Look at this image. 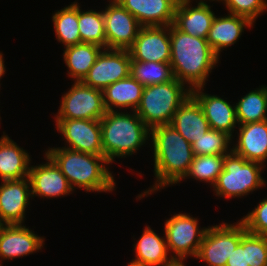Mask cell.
Here are the masks:
<instances>
[{"instance_id": "1", "label": "cell", "mask_w": 267, "mask_h": 266, "mask_svg": "<svg viewBox=\"0 0 267 266\" xmlns=\"http://www.w3.org/2000/svg\"><path fill=\"white\" fill-rule=\"evenodd\" d=\"M150 140L156 181L137 196L139 200L183 181L194 158L191 144L171 124L151 129Z\"/></svg>"}, {"instance_id": "2", "label": "cell", "mask_w": 267, "mask_h": 266, "mask_svg": "<svg viewBox=\"0 0 267 266\" xmlns=\"http://www.w3.org/2000/svg\"><path fill=\"white\" fill-rule=\"evenodd\" d=\"M171 60L174 78L190 90L205 86L220 60L206 38L191 36L170 25Z\"/></svg>"}, {"instance_id": "3", "label": "cell", "mask_w": 267, "mask_h": 266, "mask_svg": "<svg viewBox=\"0 0 267 266\" xmlns=\"http://www.w3.org/2000/svg\"><path fill=\"white\" fill-rule=\"evenodd\" d=\"M45 154L60 168L74 192L78 188L86 193H110L115 190V177L109 170L110 163L103 155L64 147H49Z\"/></svg>"}, {"instance_id": "4", "label": "cell", "mask_w": 267, "mask_h": 266, "mask_svg": "<svg viewBox=\"0 0 267 266\" xmlns=\"http://www.w3.org/2000/svg\"><path fill=\"white\" fill-rule=\"evenodd\" d=\"M100 123L103 156L110 164L115 158L137 154L146 142L149 144L150 129L135 111H107Z\"/></svg>"}, {"instance_id": "5", "label": "cell", "mask_w": 267, "mask_h": 266, "mask_svg": "<svg viewBox=\"0 0 267 266\" xmlns=\"http://www.w3.org/2000/svg\"><path fill=\"white\" fill-rule=\"evenodd\" d=\"M190 95L191 90L175 78L166 83L150 85L144 87L135 112L151 130L170 124L177 109Z\"/></svg>"}, {"instance_id": "6", "label": "cell", "mask_w": 267, "mask_h": 266, "mask_svg": "<svg viewBox=\"0 0 267 266\" xmlns=\"http://www.w3.org/2000/svg\"><path fill=\"white\" fill-rule=\"evenodd\" d=\"M264 168V165L247 161L231 151L225 155L223 171L212 187L214 195L224 199H239L265 187L267 180L261 175Z\"/></svg>"}, {"instance_id": "7", "label": "cell", "mask_w": 267, "mask_h": 266, "mask_svg": "<svg viewBox=\"0 0 267 266\" xmlns=\"http://www.w3.org/2000/svg\"><path fill=\"white\" fill-rule=\"evenodd\" d=\"M198 222V218L190 213L181 212L175 213L164 222L167 248L173 260L186 261L189 256L196 258L208 228L200 227Z\"/></svg>"}, {"instance_id": "8", "label": "cell", "mask_w": 267, "mask_h": 266, "mask_svg": "<svg viewBox=\"0 0 267 266\" xmlns=\"http://www.w3.org/2000/svg\"><path fill=\"white\" fill-rule=\"evenodd\" d=\"M55 119L100 120L107 112L103 91L89 87L82 81H74L61 99Z\"/></svg>"}, {"instance_id": "9", "label": "cell", "mask_w": 267, "mask_h": 266, "mask_svg": "<svg viewBox=\"0 0 267 266\" xmlns=\"http://www.w3.org/2000/svg\"><path fill=\"white\" fill-rule=\"evenodd\" d=\"M242 238V222L222 223L208 226L195 259L206 263L205 266H226L228 257Z\"/></svg>"}, {"instance_id": "10", "label": "cell", "mask_w": 267, "mask_h": 266, "mask_svg": "<svg viewBox=\"0 0 267 266\" xmlns=\"http://www.w3.org/2000/svg\"><path fill=\"white\" fill-rule=\"evenodd\" d=\"M55 123L67 145L64 148L103 155L100 120L55 119Z\"/></svg>"}, {"instance_id": "11", "label": "cell", "mask_w": 267, "mask_h": 266, "mask_svg": "<svg viewBox=\"0 0 267 266\" xmlns=\"http://www.w3.org/2000/svg\"><path fill=\"white\" fill-rule=\"evenodd\" d=\"M103 10L107 49L128 50L141 28L137 19L116 0H109Z\"/></svg>"}, {"instance_id": "12", "label": "cell", "mask_w": 267, "mask_h": 266, "mask_svg": "<svg viewBox=\"0 0 267 266\" xmlns=\"http://www.w3.org/2000/svg\"><path fill=\"white\" fill-rule=\"evenodd\" d=\"M131 56L126 49H103L82 82L104 90L107 86L130 75Z\"/></svg>"}, {"instance_id": "13", "label": "cell", "mask_w": 267, "mask_h": 266, "mask_svg": "<svg viewBox=\"0 0 267 266\" xmlns=\"http://www.w3.org/2000/svg\"><path fill=\"white\" fill-rule=\"evenodd\" d=\"M128 50L132 60L170 62V26H141Z\"/></svg>"}, {"instance_id": "14", "label": "cell", "mask_w": 267, "mask_h": 266, "mask_svg": "<svg viewBox=\"0 0 267 266\" xmlns=\"http://www.w3.org/2000/svg\"><path fill=\"white\" fill-rule=\"evenodd\" d=\"M46 163L30 165L29 180L31 184V199L36 196L39 198H58L67 196L74 192L67 178L62 174L60 168L45 153Z\"/></svg>"}, {"instance_id": "15", "label": "cell", "mask_w": 267, "mask_h": 266, "mask_svg": "<svg viewBox=\"0 0 267 266\" xmlns=\"http://www.w3.org/2000/svg\"><path fill=\"white\" fill-rule=\"evenodd\" d=\"M0 184V220L4 225L23 224L32 198L29 177Z\"/></svg>"}, {"instance_id": "16", "label": "cell", "mask_w": 267, "mask_h": 266, "mask_svg": "<svg viewBox=\"0 0 267 266\" xmlns=\"http://www.w3.org/2000/svg\"><path fill=\"white\" fill-rule=\"evenodd\" d=\"M45 238L25 224L3 225L0 230V266L3 260H13L39 252Z\"/></svg>"}, {"instance_id": "17", "label": "cell", "mask_w": 267, "mask_h": 266, "mask_svg": "<svg viewBox=\"0 0 267 266\" xmlns=\"http://www.w3.org/2000/svg\"><path fill=\"white\" fill-rule=\"evenodd\" d=\"M206 86L197 87L191 90V96L201 106L204 116L208 120L210 129L226 132L232 137L237 131L238 120L236 116L235 105L224 100L218 95H211L203 92Z\"/></svg>"}, {"instance_id": "18", "label": "cell", "mask_w": 267, "mask_h": 266, "mask_svg": "<svg viewBox=\"0 0 267 266\" xmlns=\"http://www.w3.org/2000/svg\"><path fill=\"white\" fill-rule=\"evenodd\" d=\"M237 140L232 151L247 161L265 165L267 162V120L238 125ZM235 143V144H234Z\"/></svg>"}, {"instance_id": "19", "label": "cell", "mask_w": 267, "mask_h": 266, "mask_svg": "<svg viewBox=\"0 0 267 266\" xmlns=\"http://www.w3.org/2000/svg\"><path fill=\"white\" fill-rule=\"evenodd\" d=\"M141 26H170L174 22L175 0H116Z\"/></svg>"}, {"instance_id": "20", "label": "cell", "mask_w": 267, "mask_h": 266, "mask_svg": "<svg viewBox=\"0 0 267 266\" xmlns=\"http://www.w3.org/2000/svg\"><path fill=\"white\" fill-rule=\"evenodd\" d=\"M248 18L228 13L225 16H215L206 40L213 52L219 57L224 48H229L241 38L246 28H252Z\"/></svg>"}, {"instance_id": "21", "label": "cell", "mask_w": 267, "mask_h": 266, "mask_svg": "<svg viewBox=\"0 0 267 266\" xmlns=\"http://www.w3.org/2000/svg\"><path fill=\"white\" fill-rule=\"evenodd\" d=\"M215 13L209 4L180 2L175 8L173 25L183 33L200 38H207L215 18Z\"/></svg>"}, {"instance_id": "22", "label": "cell", "mask_w": 267, "mask_h": 266, "mask_svg": "<svg viewBox=\"0 0 267 266\" xmlns=\"http://www.w3.org/2000/svg\"><path fill=\"white\" fill-rule=\"evenodd\" d=\"M31 158L27 150L20 147L5 132L0 137V178L20 180L29 177Z\"/></svg>"}, {"instance_id": "23", "label": "cell", "mask_w": 267, "mask_h": 266, "mask_svg": "<svg viewBox=\"0 0 267 266\" xmlns=\"http://www.w3.org/2000/svg\"><path fill=\"white\" fill-rule=\"evenodd\" d=\"M170 124L190 144L200 139L210 129L201 106L191 95L177 109Z\"/></svg>"}, {"instance_id": "24", "label": "cell", "mask_w": 267, "mask_h": 266, "mask_svg": "<svg viewBox=\"0 0 267 266\" xmlns=\"http://www.w3.org/2000/svg\"><path fill=\"white\" fill-rule=\"evenodd\" d=\"M141 237L133 244L136 253L131 261L144 266H167L173 261L169 255L165 232L158 235L150 226L144 227Z\"/></svg>"}, {"instance_id": "25", "label": "cell", "mask_w": 267, "mask_h": 266, "mask_svg": "<svg viewBox=\"0 0 267 266\" xmlns=\"http://www.w3.org/2000/svg\"><path fill=\"white\" fill-rule=\"evenodd\" d=\"M143 89L144 86L131 75L112 83L102 90L106 110L125 111L130 108L131 112L135 111L140 104Z\"/></svg>"}, {"instance_id": "26", "label": "cell", "mask_w": 267, "mask_h": 266, "mask_svg": "<svg viewBox=\"0 0 267 266\" xmlns=\"http://www.w3.org/2000/svg\"><path fill=\"white\" fill-rule=\"evenodd\" d=\"M102 50L98 45L83 42L64 48L63 60L68 77L73 81H82Z\"/></svg>"}, {"instance_id": "27", "label": "cell", "mask_w": 267, "mask_h": 266, "mask_svg": "<svg viewBox=\"0 0 267 266\" xmlns=\"http://www.w3.org/2000/svg\"><path fill=\"white\" fill-rule=\"evenodd\" d=\"M239 125L267 120V86L249 91L235 103Z\"/></svg>"}, {"instance_id": "28", "label": "cell", "mask_w": 267, "mask_h": 266, "mask_svg": "<svg viewBox=\"0 0 267 266\" xmlns=\"http://www.w3.org/2000/svg\"><path fill=\"white\" fill-rule=\"evenodd\" d=\"M52 22L57 41L64 45V48L81 43L78 26V2L56 10L52 15Z\"/></svg>"}, {"instance_id": "29", "label": "cell", "mask_w": 267, "mask_h": 266, "mask_svg": "<svg viewBox=\"0 0 267 266\" xmlns=\"http://www.w3.org/2000/svg\"><path fill=\"white\" fill-rule=\"evenodd\" d=\"M130 75L144 87L174 79L170 62H144L131 59Z\"/></svg>"}, {"instance_id": "30", "label": "cell", "mask_w": 267, "mask_h": 266, "mask_svg": "<svg viewBox=\"0 0 267 266\" xmlns=\"http://www.w3.org/2000/svg\"><path fill=\"white\" fill-rule=\"evenodd\" d=\"M78 3V26L81 42L95 44L106 49L103 9L83 11Z\"/></svg>"}, {"instance_id": "31", "label": "cell", "mask_w": 267, "mask_h": 266, "mask_svg": "<svg viewBox=\"0 0 267 266\" xmlns=\"http://www.w3.org/2000/svg\"><path fill=\"white\" fill-rule=\"evenodd\" d=\"M224 155H201L194 156L185 179H194L199 182L209 183L214 186L218 176L223 171Z\"/></svg>"}, {"instance_id": "32", "label": "cell", "mask_w": 267, "mask_h": 266, "mask_svg": "<svg viewBox=\"0 0 267 266\" xmlns=\"http://www.w3.org/2000/svg\"><path fill=\"white\" fill-rule=\"evenodd\" d=\"M232 137L226 132L209 129L191 144L194 156L227 155L232 151Z\"/></svg>"}, {"instance_id": "33", "label": "cell", "mask_w": 267, "mask_h": 266, "mask_svg": "<svg viewBox=\"0 0 267 266\" xmlns=\"http://www.w3.org/2000/svg\"><path fill=\"white\" fill-rule=\"evenodd\" d=\"M240 244L246 249L247 264H249V266H266V236L248 232L242 223V238Z\"/></svg>"}, {"instance_id": "34", "label": "cell", "mask_w": 267, "mask_h": 266, "mask_svg": "<svg viewBox=\"0 0 267 266\" xmlns=\"http://www.w3.org/2000/svg\"><path fill=\"white\" fill-rule=\"evenodd\" d=\"M228 13L248 18L255 23L262 13L267 11L266 0H224Z\"/></svg>"}, {"instance_id": "35", "label": "cell", "mask_w": 267, "mask_h": 266, "mask_svg": "<svg viewBox=\"0 0 267 266\" xmlns=\"http://www.w3.org/2000/svg\"><path fill=\"white\" fill-rule=\"evenodd\" d=\"M240 221L248 232L267 237V198L260 200Z\"/></svg>"}, {"instance_id": "36", "label": "cell", "mask_w": 267, "mask_h": 266, "mask_svg": "<svg viewBox=\"0 0 267 266\" xmlns=\"http://www.w3.org/2000/svg\"><path fill=\"white\" fill-rule=\"evenodd\" d=\"M226 266H249L247 264L246 249L240 243L228 257Z\"/></svg>"}, {"instance_id": "37", "label": "cell", "mask_w": 267, "mask_h": 266, "mask_svg": "<svg viewBox=\"0 0 267 266\" xmlns=\"http://www.w3.org/2000/svg\"><path fill=\"white\" fill-rule=\"evenodd\" d=\"M3 57H4L3 53L0 51V80L3 78L2 76H4L5 71H6V67H5V64H4L5 61H4ZM0 86H1V84H0Z\"/></svg>"}, {"instance_id": "38", "label": "cell", "mask_w": 267, "mask_h": 266, "mask_svg": "<svg viewBox=\"0 0 267 266\" xmlns=\"http://www.w3.org/2000/svg\"><path fill=\"white\" fill-rule=\"evenodd\" d=\"M193 1H194V0H184V2H187V3H191V2L193 3ZM197 1H198V2H197ZM209 1H210V2H211V1H215V2L217 1V2H219V3H220V2L223 3L224 0H209ZM196 3H197V4H207V0H206V1H205V0H196Z\"/></svg>"}, {"instance_id": "39", "label": "cell", "mask_w": 267, "mask_h": 266, "mask_svg": "<svg viewBox=\"0 0 267 266\" xmlns=\"http://www.w3.org/2000/svg\"><path fill=\"white\" fill-rule=\"evenodd\" d=\"M185 260H173L171 263H169L167 266H186L184 264Z\"/></svg>"}, {"instance_id": "40", "label": "cell", "mask_w": 267, "mask_h": 266, "mask_svg": "<svg viewBox=\"0 0 267 266\" xmlns=\"http://www.w3.org/2000/svg\"><path fill=\"white\" fill-rule=\"evenodd\" d=\"M127 266H144V265L135 263L133 261H130V262H128V265Z\"/></svg>"}, {"instance_id": "41", "label": "cell", "mask_w": 267, "mask_h": 266, "mask_svg": "<svg viewBox=\"0 0 267 266\" xmlns=\"http://www.w3.org/2000/svg\"><path fill=\"white\" fill-rule=\"evenodd\" d=\"M3 223H2V221L0 220V230H1V228L3 227Z\"/></svg>"}, {"instance_id": "42", "label": "cell", "mask_w": 267, "mask_h": 266, "mask_svg": "<svg viewBox=\"0 0 267 266\" xmlns=\"http://www.w3.org/2000/svg\"><path fill=\"white\" fill-rule=\"evenodd\" d=\"M177 3L184 2V0H175Z\"/></svg>"}]
</instances>
